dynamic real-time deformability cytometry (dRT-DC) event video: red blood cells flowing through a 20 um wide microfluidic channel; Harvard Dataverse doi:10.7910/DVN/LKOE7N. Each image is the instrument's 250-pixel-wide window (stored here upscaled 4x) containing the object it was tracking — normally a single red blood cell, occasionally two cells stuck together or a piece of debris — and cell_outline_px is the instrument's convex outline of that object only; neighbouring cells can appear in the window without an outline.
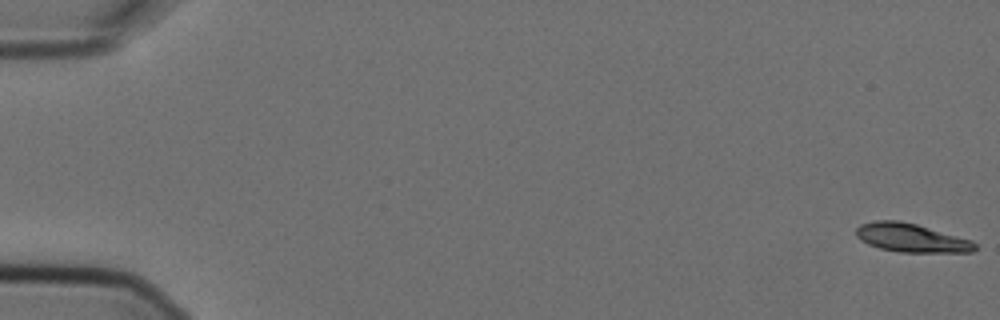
{"species": "Egyptian fruit bat (a non-hibernating species)", "species_latin": "Rousettus aegyptiacus", "temperature_condition": "cold", "stored_images_in_passage": 8, "camera_frame_rate_fps": 3000, "um_per_image_px": 0.085, "animal": {"sex": "female"}, "frame": {"image": 1, "passage_image": 1, "time_ms": 0.0, "image_size_px": [1000, 320], "cell_outline_px": [[976, 248], [972, 252], [900, 252], [880, 248], [868, 244], [860, 240], [856, 236], [856, 228], [860, 224], [876, 220], [900, 220], [916, 224], [972, 240], [976, 244]], "centroid_in_image_um": [77.43, 20.21], "position_along_channel_um": 7.6, "area_um2": 19.77}}
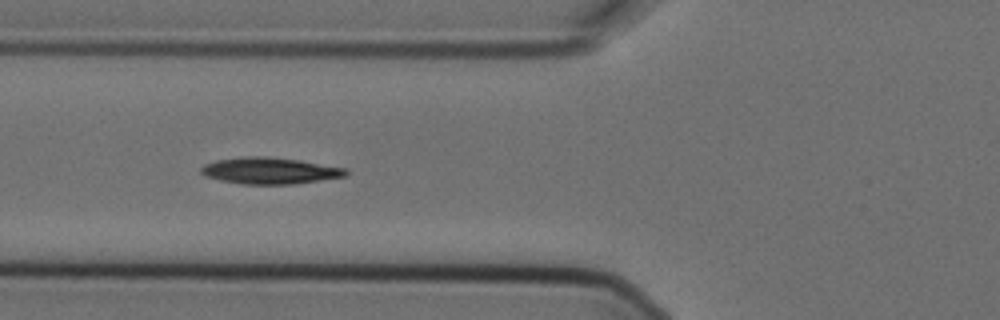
{"frame": {"image": 2, "passage_image": 7, "time_ms": 2.0, "image_size_px": [1000, 320], "cell_outline_px": [[348, 176], [292, 184], [240, 184], [220, 180], [204, 176], [200, 172], [200, 168], [204, 164], [216, 160], [244, 156], [268, 156], [300, 160], [344, 168], [348, 172]], "centroid_in_image_um": [22.89, 14.5], "position_along_channel_um": 102.9, "area_um2": 22.43}}
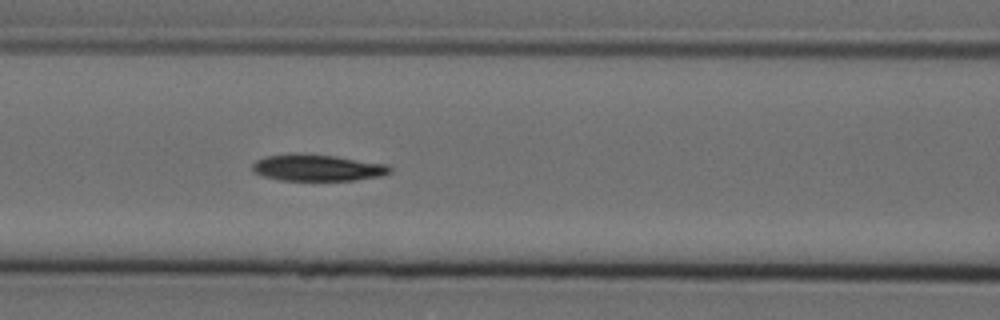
{"frame": {"image": 3, "passage_image": 8, "time_ms": 2.333, "image_size_px": [1000, 320], "cell_outline_px": [[392, 172], [384, 176], [356, 180], [280, 180], [260, 176], [252, 172], [252, 164], [256, 160], [264, 156], [288, 152], [296, 152], [336, 156], [388, 164], [392, 168]], "centroid_in_image_um": [26.95, 14.24], "position_along_channel_um": 139.6, "area_um2": 21.96}}